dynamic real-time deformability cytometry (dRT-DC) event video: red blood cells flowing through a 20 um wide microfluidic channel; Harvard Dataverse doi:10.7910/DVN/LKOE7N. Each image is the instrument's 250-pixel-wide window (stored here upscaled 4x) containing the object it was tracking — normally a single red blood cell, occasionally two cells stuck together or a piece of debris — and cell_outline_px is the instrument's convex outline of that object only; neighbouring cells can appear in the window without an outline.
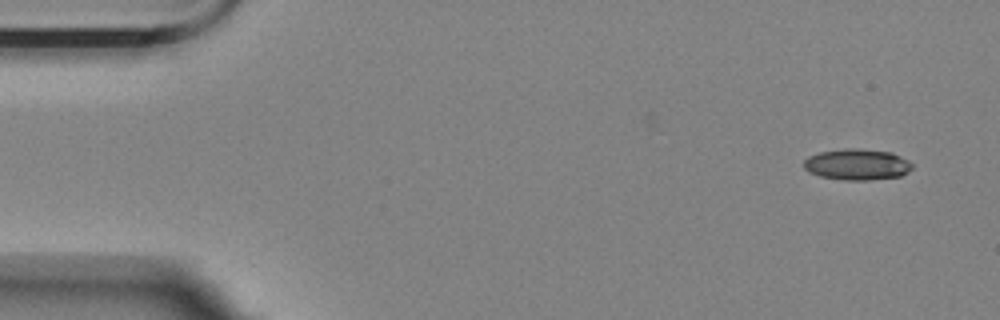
{"species": "Egyptian fruit bat (a non-hibernating species)", "species_latin": "Rousettus aegyptiacus", "temperature_condition": "room temperature", "stored_images_in_passage": 6, "camera_frame_rate_fps": 3000, "um_per_image_px": 0.085, "animal": {"sex": "female"}, "frame": {"image": 1, "passage_image": 1, "time_ms": 0.0, "image_size_px": [1000, 320], "cell_outline_px": [[912, 168], [908, 172], [900, 176], [872, 180], [844, 180], [820, 176], [808, 172], [804, 168], [804, 160], [808, 156], [820, 152], [844, 148], [856, 148], [892, 152], [908, 160], [912, 164]], "centroid_in_image_um": [72.85, 13.98], "position_along_channel_um": 12.2, "area_um2": 19.77}}
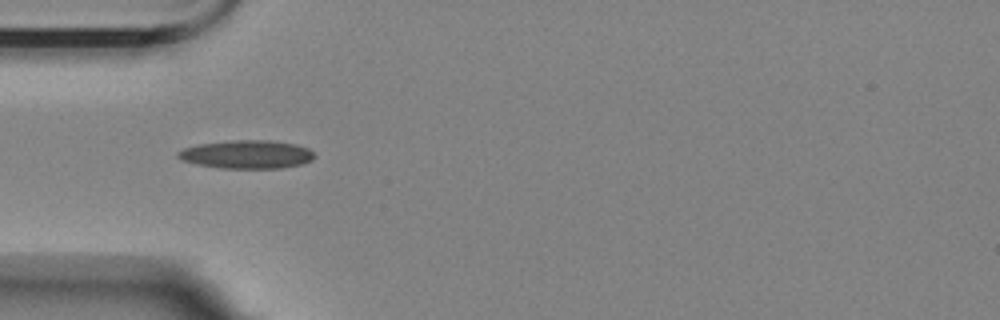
{"frame": {"image": 2, "passage_image": 5, "time_ms": 4.667, "image_size_px": [1000, 320], "cell_outline_px": [[316, 156], [312, 160], [300, 164], [280, 168], [220, 168], [196, 164], [184, 160], [176, 156], [176, 152], [184, 148], [200, 144], [236, 140], [272, 140], [296, 144], [308, 148]], "centroid_in_image_um": [20.99, 13.12], "position_along_channel_um": 64.0, "area_um2": 22.43}}
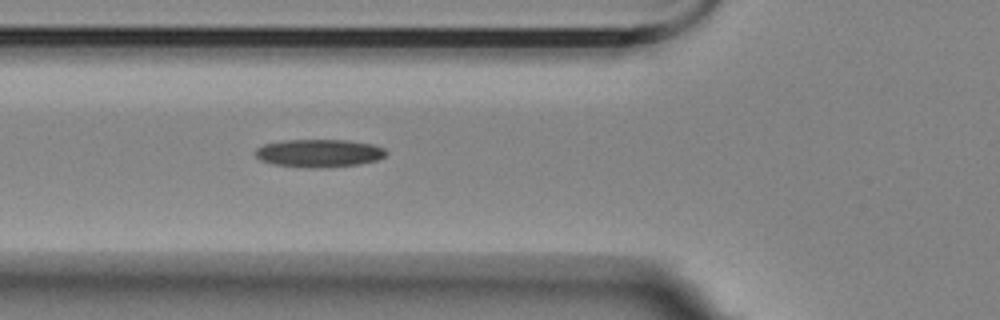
{"frame": {"image": 3, "passage_image": 6, "time_ms": 5.667, "image_size_px": [1000, 320], "cell_outline_px": [[388, 152], [384, 156], [376, 160], [360, 164], [324, 168], [308, 168], [272, 164], [260, 160], [256, 156], [256, 148], [264, 144], [284, 140], [348, 140], [372, 144], [384, 148]], "centroid_in_image_um": [27.12, 13.02], "position_along_channel_um": 98.7, "area_um2": 21.39}}